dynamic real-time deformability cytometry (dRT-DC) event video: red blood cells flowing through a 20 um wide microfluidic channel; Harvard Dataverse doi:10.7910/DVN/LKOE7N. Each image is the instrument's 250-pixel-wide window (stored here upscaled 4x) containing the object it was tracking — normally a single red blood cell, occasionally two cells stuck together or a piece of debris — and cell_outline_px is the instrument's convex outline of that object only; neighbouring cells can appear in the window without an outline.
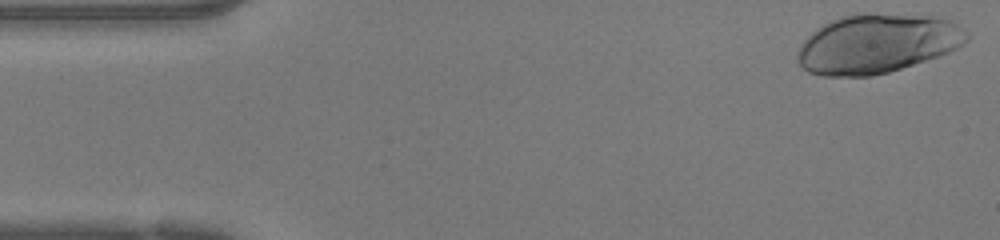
{"species": "human", "species_latin": "Homo sapiens", "temperature_condition": "warm", "stored_images_in_passage": 46, "camera_frame_rate_fps": 3000, "um_per_image_px": 0.085, "donor": {"sex": "female"}, "frame": {"image": 1, "passage_image": 1, "time_ms": 0.0, "image_size_px": [1000, 240], "cell_outline_px": [[968, 40], [956, 48], [940, 56], [888, 72], [872, 76], [820, 76], [808, 72], [796, 60], [796, 52], [804, 40], [816, 28], [840, 16], [860, 12], [864, 12], [932, 16], [948, 20], [964, 28], [968, 32]], "centroid_in_image_um": [74.53, 3.7], "position_along_channel_um": 10.5, "area_um2": 58.72}}
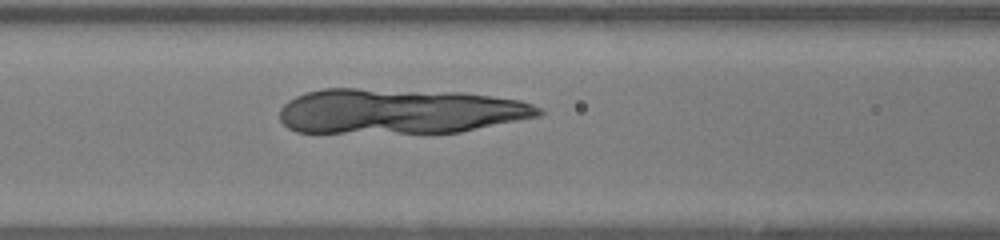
{"frame": {"image": 2, "passage_image": 18, "time_ms": 5.667, "image_size_px": [1000, 240], "cell_outline_px": [[544, 112], [540, 116], [460, 132], [296, 132], [288, 128], [280, 120], [280, 108], [288, 100], [304, 92], [320, 88], [356, 88], [464, 92], [520, 100], [532, 104], [540, 108]], "centroid_in_image_um": [33.95, 9.43], "position_along_channel_um": 132.6, "area_um2": 68.44}}
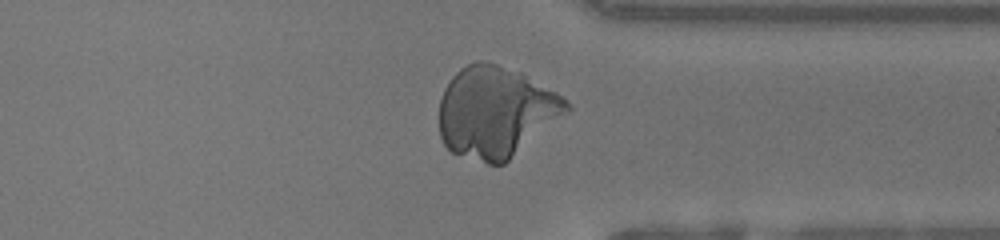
{"frame": {"image": 3, "passage_image": 35, "time_ms": 11.333, "image_size_px": [1000, 240], "cell_outline_px": [[572, 108], [568, 112], [504, 164], [488, 164], [452, 152], [444, 144], [440, 136], [440, 100], [444, 88], [452, 76], [460, 68], [476, 60], [488, 60], [520, 72], [556, 92], [568, 100], [572, 104]], "centroid_in_image_um": [42.14, 9.5], "position_along_channel_um": 369.3, "area_um2": 67.57}}